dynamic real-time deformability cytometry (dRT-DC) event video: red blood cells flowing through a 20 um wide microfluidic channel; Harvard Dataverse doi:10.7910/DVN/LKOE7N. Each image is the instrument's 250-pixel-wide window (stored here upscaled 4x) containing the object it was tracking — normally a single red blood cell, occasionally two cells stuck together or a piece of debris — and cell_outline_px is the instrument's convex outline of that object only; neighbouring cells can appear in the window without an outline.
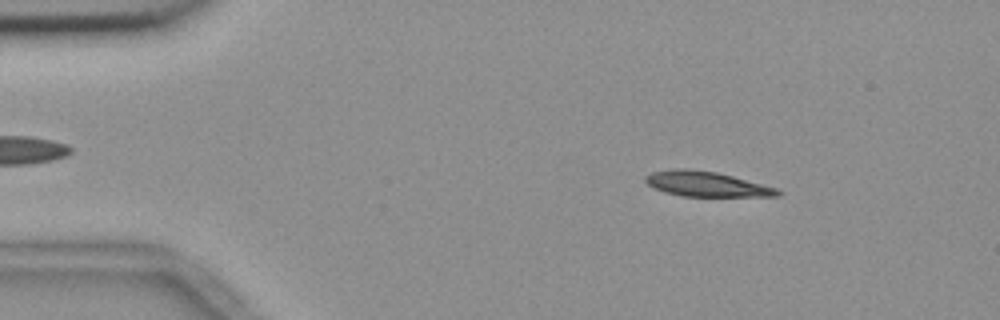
{"species": "common noctule bat (a hibernating species)", "species_latin": "Nyctalus noctula", "temperature_condition": "room temperature", "stored_images_in_passage": 27, "camera_frame_rate_fps": 3000, "um_per_image_px": 0.085, "animal": {"sex": "female", "body_mass_g": 18.4}, "frame": {"image": 1, "passage_image": 7, "time_ms": 2.0, "image_size_px": [1000, 320], "cell_outline_px": [[784, 192], [780, 196], [680, 196], [664, 192], [648, 184], [644, 180], [644, 176], [652, 172], [676, 168], [684, 168], [716, 172], [732, 176], [776, 188]], "centroid_in_image_um": [60.03, 15.64], "position_along_channel_um": 25.0, "area_um2": 19.13}}